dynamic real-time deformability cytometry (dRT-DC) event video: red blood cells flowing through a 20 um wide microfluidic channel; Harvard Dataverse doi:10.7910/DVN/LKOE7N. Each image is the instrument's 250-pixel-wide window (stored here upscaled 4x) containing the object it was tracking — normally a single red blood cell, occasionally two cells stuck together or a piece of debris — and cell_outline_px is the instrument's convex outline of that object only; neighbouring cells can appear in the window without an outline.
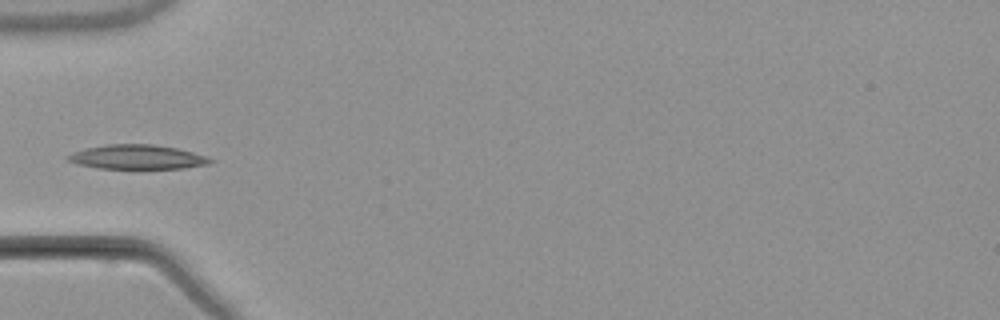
{"species": "common noctule bat (a hibernating species)", "species_latin": "Nyctalus noctula", "temperature_condition": "warm", "stored_images_in_passage": 3, "camera_frame_rate_fps": 3000, "um_per_image_px": 0.085, "animal": {"sex": "male", "body_mass_g": 21.5, "forearm_length_mm": 52.0}, "frame": {"image": 1, "passage_image": 3, "time_ms": 4.333, "image_size_px": [1000, 320], "cell_outline_px": [[216, 160], [208, 164], [184, 168], [96, 168], [76, 164], [68, 160], [64, 156], [72, 152], [84, 148], [108, 144], [152, 144], [176, 148], [208, 156]], "centroid_in_image_um": [11.64, 13.34], "position_along_channel_um": 73.4, "area_um2": 20.29}}